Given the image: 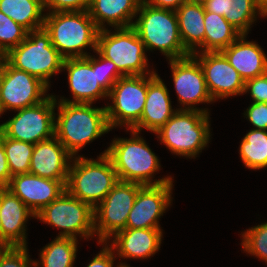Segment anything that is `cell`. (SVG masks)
Instances as JSON below:
<instances>
[{"label":"cell","instance_id":"6da1fadb","mask_svg":"<svg viewBox=\"0 0 267 267\" xmlns=\"http://www.w3.org/2000/svg\"><path fill=\"white\" fill-rule=\"evenodd\" d=\"M56 104L58 116L55 118L54 136L73 158L86 144L111 130L106 107L94 108L89 103H57V100Z\"/></svg>","mask_w":267,"mask_h":267},{"label":"cell","instance_id":"7a4b0ae2","mask_svg":"<svg viewBox=\"0 0 267 267\" xmlns=\"http://www.w3.org/2000/svg\"><path fill=\"white\" fill-rule=\"evenodd\" d=\"M131 138L113 139L110 146L103 152L106 154L117 173L118 180L135 182L141 185H160L173 182L172 177H164L152 182L155 172L160 170L158 157L139 137V132L130 129Z\"/></svg>","mask_w":267,"mask_h":267},{"label":"cell","instance_id":"3957f363","mask_svg":"<svg viewBox=\"0 0 267 267\" xmlns=\"http://www.w3.org/2000/svg\"><path fill=\"white\" fill-rule=\"evenodd\" d=\"M44 29L49 33L52 45L64 59L83 58L89 54L83 49L94 51L100 29L88 11H66L46 13Z\"/></svg>","mask_w":267,"mask_h":267},{"label":"cell","instance_id":"277c9868","mask_svg":"<svg viewBox=\"0 0 267 267\" xmlns=\"http://www.w3.org/2000/svg\"><path fill=\"white\" fill-rule=\"evenodd\" d=\"M133 23L145 49H158L169 60L191 55L181 41L176 11L155 8L141 1Z\"/></svg>","mask_w":267,"mask_h":267},{"label":"cell","instance_id":"5b68a950","mask_svg":"<svg viewBox=\"0 0 267 267\" xmlns=\"http://www.w3.org/2000/svg\"><path fill=\"white\" fill-rule=\"evenodd\" d=\"M72 163L66 191L94 209L119 181L113 164L104 153L97 160L78 155Z\"/></svg>","mask_w":267,"mask_h":267},{"label":"cell","instance_id":"8992f818","mask_svg":"<svg viewBox=\"0 0 267 267\" xmlns=\"http://www.w3.org/2000/svg\"><path fill=\"white\" fill-rule=\"evenodd\" d=\"M209 119V113L179 109L155 134L172 153L197 157L209 143Z\"/></svg>","mask_w":267,"mask_h":267},{"label":"cell","instance_id":"52a82bcc","mask_svg":"<svg viewBox=\"0 0 267 267\" xmlns=\"http://www.w3.org/2000/svg\"><path fill=\"white\" fill-rule=\"evenodd\" d=\"M6 58L11 67L34 75L48 87L49 78L62 71L64 62L44 27L28 32L18 46L6 53Z\"/></svg>","mask_w":267,"mask_h":267},{"label":"cell","instance_id":"ba28073f","mask_svg":"<svg viewBox=\"0 0 267 267\" xmlns=\"http://www.w3.org/2000/svg\"><path fill=\"white\" fill-rule=\"evenodd\" d=\"M96 50L105 58L113 61L123 76L151 74L144 43L133 27L115 28L111 32L101 29L97 38Z\"/></svg>","mask_w":267,"mask_h":267},{"label":"cell","instance_id":"9c48e42d","mask_svg":"<svg viewBox=\"0 0 267 267\" xmlns=\"http://www.w3.org/2000/svg\"><path fill=\"white\" fill-rule=\"evenodd\" d=\"M35 218L57 227L58 237H84L95 235L94 209L87 203L71 196L66 190L49 205L39 211Z\"/></svg>","mask_w":267,"mask_h":267},{"label":"cell","instance_id":"30bf717a","mask_svg":"<svg viewBox=\"0 0 267 267\" xmlns=\"http://www.w3.org/2000/svg\"><path fill=\"white\" fill-rule=\"evenodd\" d=\"M142 186L139 183L119 180L104 200L94 208V230L99 236L98 244L104 245L116 233L126 229L128 214Z\"/></svg>","mask_w":267,"mask_h":267},{"label":"cell","instance_id":"8fae6325","mask_svg":"<svg viewBox=\"0 0 267 267\" xmlns=\"http://www.w3.org/2000/svg\"><path fill=\"white\" fill-rule=\"evenodd\" d=\"M113 105L106 107L110 129L127 126L130 130L143 113L147 97V74L122 76L108 94Z\"/></svg>","mask_w":267,"mask_h":267},{"label":"cell","instance_id":"7c38bea8","mask_svg":"<svg viewBox=\"0 0 267 267\" xmlns=\"http://www.w3.org/2000/svg\"><path fill=\"white\" fill-rule=\"evenodd\" d=\"M56 97L48 94L41 103L17 110L0 131L8 138L36 144L54 136Z\"/></svg>","mask_w":267,"mask_h":267},{"label":"cell","instance_id":"4fadbf2b","mask_svg":"<svg viewBox=\"0 0 267 267\" xmlns=\"http://www.w3.org/2000/svg\"><path fill=\"white\" fill-rule=\"evenodd\" d=\"M48 89L39 78L6 63L0 82V115L41 103L48 97Z\"/></svg>","mask_w":267,"mask_h":267},{"label":"cell","instance_id":"5bb4252c","mask_svg":"<svg viewBox=\"0 0 267 267\" xmlns=\"http://www.w3.org/2000/svg\"><path fill=\"white\" fill-rule=\"evenodd\" d=\"M169 63L179 103L185 107H181L180 110H200L209 113L206 108H194V104L213 102L199 61L191 54L184 58L169 60Z\"/></svg>","mask_w":267,"mask_h":267},{"label":"cell","instance_id":"9a60e30c","mask_svg":"<svg viewBox=\"0 0 267 267\" xmlns=\"http://www.w3.org/2000/svg\"><path fill=\"white\" fill-rule=\"evenodd\" d=\"M172 189L173 182L142 186L128 214L126 228L161 229L159 219L171 205Z\"/></svg>","mask_w":267,"mask_h":267},{"label":"cell","instance_id":"2e32d148","mask_svg":"<svg viewBox=\"0 0 267 267\" xmlns=\"http://www.w3.org/2000/svg\"><path fill=\"white\" fill-rule=\"evenodd\" d=\"M198 52L199 50L192 55L203 69L205 82L214 102L218 98L243 94L244 80L221 52Z\"/></svg>","mask_w":267,"mask_h":267},{"label":"cell","instance_id":"e0dca14e","mask_svg":"<svg viewBox=\"0 0 267 267\" xmlns=\"http://www.w3.org/2000/svg\"><path fill=\"white\" fill-rule=\"evenodd\" d=\"M65 69L73 100L62 97L61 102L92 104L97 99L108 97L109 93L99 84L98 58L95 56L64 59L62 70Z\"/></svg>","mask_w":267,"mask_h":267},{"label":"cell","instance_id":"ac0fdd59","mask_svg":"<svg viewBox=\"0 0 267 267\" xmlns=\"http://www.w3.org/2000/svg\"><path fill=\"white\" fill-rule=\"evenodd\" d=\"M7 189L18 196L35 215L66 190L61 181L32 173L12 176Z\"/></svg>","mask_w":267,"mask_h":267},{"label":"cell","instance_id":"d6986e66","mask_svg":"<svg viewBox=\"0 0 267 267\" xmlns=\"http://www.w3.org/2000/svg\"><path fill=\"white\" fill-rule=\"evenodd\" d=\"M73 156L55 137L34 144L29 173L59 180L65 186Z\"/></svg>","mask_w":267,"mask_h":267},{"label":"cell","instance_id":"ffe728a7","mask_svg":"<svg viewBox=\"0 0 267 267\" xmlns=\"http://www.w3.org/2000/svg\"><path fill=\"white\" fill-rule=\"evenodd\" d=\"M35 214L7 187H1V245L27 247L26 221Z\"/></svg>","mask_w":267,"mask_h":267},{"label":"cell","instance_id":"44dd1931","mask_svg":"<svg viewBox=\"0 0 267 267\" xmlns=\"http://www.w3.org/2000/svg\"><path fill=\"white\" fill-rule=\"evenodd\" d=\"M149 75V77H148ZM167 86L154 71L147 74V97L140 120L131 128L140 133L145 128L158 131L178 110L172 109Z\"/></svg>","mask_w":267,"mask_h":267},{"label":"cell","instance_id":"7402d4cb","mask_svg":"<svg viewBox=\"0 0 267 267\" xmlns=\"http://www.w3.org/2000/svg\"><path fill=\"white\" fill-rule=\"evenodd\" d=\"M162 236L161 229L126 228L116 233L108 246L121 258L148 259L159 251Z\"/></svg>","mask_w":267,"mask_h":267},{"label":"cell","instance_id":"603a6c76","mask_svg":"<svg viewBox=\"0 0 267 267\" xmlns=\"http://www.w3.org/2000/svg\"><path fill=\"white\" fill-rule=\"evenodd\" d=\"M246 36L242 34L221 51L244 82L267 73L266 54L256 42L245 40Z\"/></svg>","mask_w":267,"mask_h":267},{"label":"cell","instance_id":"cb8c5ba5","mask_svg":"<svg viewBox=\"0 0 267 267\" xmlns=\"http://www.w3.org/2000/svg\"><path fill=\"white\" fill-rule=\"evenodd\" d=\"M142 0H90L88 13L96 26L105 29V22L115 28L133 26Z\"/></svg>","mask_w":267,"mask_h":267},{"label":"cell","instance_id":"d4e9b609","mask_svg":"<svg viewBox=\"0 0 267 267\" xmlns=\"http://www.w3.org/2000/svg\"><path fill=\"white\" fill-rule=\"evenodd\" d=\"M205 11L224 16L241 34H248L257 14L261 16L257 0H206Z\"/></svg>","mask_w":267,"mask_h":267},{"label":"cell","instance_id":"484cf974","mask_svg":"<svg viewBox=\"0 0 267 267\" xmlns=\"http://www.w3.org/2000/svg\"><path fill=\"white\" fill-rule=\"evenodd\" d=\"M176 16L184 48L190 54L196 53L197 47L204 52V6L185 2L176 10Z\"/></svg>","mask_w":267,"mask_h":267},{"label":"cell","instance_id":"4316f807","mask_svg":"<svg viewBox=\"0 0 267 267\" xmlns=\"http://www.w3.org/2000/svg\"><path fill=\"white\" fill-rule=\"evenodd\" d=\"M43 0H0V11L28 32L44 26Z\"/></svg>","mask_w":267,"mask_h":267},{"label":"cell","instance_id":"83f0119b","mask_svg":"<svg viewBox=\"0 0 267 267\" xmlns=\"http://www.w3.org/2000/svg\"><path fill=\"white\" fill-rule=\"evenodd\" d=\"M204 52H221L242 34L224 16L205 11Z\"/></svg>","mask_w":267,"mask_h":267},{"label":"cell","instance_id":"f1b7e54d","mask_svg":"<svg viewBox=\"0 0 267 267\" xmlns=\"http://www.w3.org/2000/svg\"><path fill=\"white\" fill-rule=\"evenodd\" d=\"M77 239L56 237L40 251V263L35 260L34 267H73L77 253Z\"/></svg>","mask_w":267,"mask_h":267},{"label":"cell","instance_id":"f546056e","mask_svg":"<svg viewBox=\"0 0 267 267\" xmlns=\"http://www.w3.org/2000/svg\"><path fill=\"white\" fill-rule=\"evenodd\" d=\"M239 152L245 167L252 170L267 167V130L251 129L243 137Z\"/></svg>","mask_w":267,"mask_h":267},{"label":"cell","instance_id":"4dcf8cb0","mask_svg":"<svg viewBox=\"0 0 267 267\" xmlns=\"http://www.w3.org/2000/svg\"><path fill=\"white\" fill-rule=\"evenodd\" d=\"M3 146L11 176L29 173L34 144L8 138L3 134Z\"/></svg>","mask_w":267,"mask_h":267},{"label":"cell","instance_id":"1f68e13d","mask_svg":"<svg viewBox=\"0 0 267 267\" xmlns=\"http://www.w3.org/2000/svg\"><path fill=\"white\" fill-rule=\"evenodd\" d=\"M242 237L244 251L267 263V222L249 228Z\"/></svg>","mask_w":267,"mask_h":267},{"label":"cell","instance_id":"d6a6232c","mask_svg":"<svg viewBox=\"0 0 267 267\" xmlns=\"http://www.w3.org/2000/svg\"><path fill=\"white\" fill-rule=\"evenodd\" d=\"M28 31L0 11V52L7 53L18 46L26 37Z\"/></svg>","mask_w":267,"mask_h":267},{"label":"cell","instance_id":"836d02e7","mask_svg":"<svg viewBox=\"0 0 267 267\" xmlns=\"http://www.w3.org/2000/svg\"><path fill=\"white\" fill-rule=\"evenodd\" d=\"M27 247L2 246L0 249V267H32Z\"/></svg>","mask_w":267,"mask_h":267},{"label":"cell","instance_id":"e575fe53","mask_svg":"<svg viewBox=\"0 0 267 267\" xmlns=\"http://www.w3.org/2000/svg\"><path fill=\"white\" fill-rule=\"evenodd\" d=\"M95 53L98 58V75L99 84L109 93L113 85L123 76L118 70L115 63L103 57L97 50Z\"/></svg>","mask_w":267,"mask_h":267},{"label":"cell","instance_id":"d590c367","mask_svg":"<svg viewBox=\"0 0 267 267\" xmlns=\"http://www.w3.org/2000/svg\"><path fill=\"white\" fill-rule=\"evenodd\" d=\"M90 0H43L44 9L51 12L87 11ZM51 10V11H50Z\"/></svg>","mask_w":267,"mask_h":267},{"label":"cell","instance_id":"8d00e7d4","mask_svg":"<svg viewBox=\"0 0 267 267\" xmlns=\"http://www.w3.org/2000/svg\"><path fill=\"white\" fill-rule=\"evenodd\" d=\"M250 91L253 102L267 103V73L245 81L244 93Z\"/></svg>","mask_w":267,"mask_h":267},{"label":"cell","instance_id":"74e56055","mask_svg":"<svg viewBox=\"0 0 267 267\" xmlns=\"http://www.w3.org/2000/svg\"><path fill=\"white\" fill-rule=\"evenodd\" d=\"M244 115L255 129L267 130V103L252 102Z\"/></svg>","mask_w":267,"mask_h":267},{"label":"cell","instance_id":"f35d334b","mask_svg":"<svg viewBox=\"0 0 267 267\" xmlns=\"http://www.w3.org/2000/svg\"><path fill=\"white\" fill-rule=\"evenodd\" d=\"M103 246L100 253H98L93 260L87 265V267H114L115 251L112 250L107 243Z\"/></svg>","mask_w":267,"mask_h":267},{"label":"cell","instance_id":"ab89813d","mask_svg":"<svg viewBox=\"0 0 267 267\" xmlns=\"http://www.w3.org/2000/svg\"><path fill=\"white\" fill-rule=\"evenodd\" d=\"M11 177L3 146V133L0 131V187H7L11 181Z\"/></svg>","mask_w":267,"mask_h":267},{"label":"cell","instance_id":"60d3db41","mask_svg":"<svg viewBox=\"0 0 267 267\" xmlns=\"http://www.w3.org/2000/svg\"><path fill=\"white\" fill-rule=\"evenodd\" d=\"M145 4L161 9L176 11L186 0H142Z\"/></svg>","mask_w":267,"mask_h":267},{"label":"cell","instance_id":"b9f144b4","mask_svg":"<svg viewBox=\"0 0 267 267\" xmlns=\"http://www.w3.org/2000/svg\"><path fill=\"white\" fill-rule=\"evenodd\" d=\"M257 5L261 13V16L266 17L267 16V0H257Z\"/></svg>","mask_w":267,"mask_h":267},{"label":"cell","instance_id":"7bdbcfd3","mask_svg":"<svg viewBox=\"0 0 267 267\" xmlns=\"http://www.w3.org/2000/svg\"><path fill=\"white\" fill-rule=\"evenodd\" d=\"M7 63V58H6V54L0 52V82H1V78L5 69V65Z\"/></svg>","mask_w":267,"mask_h":267},{"label":"cell","instance_id":"ee69618b","mask_svg":"<svg viewBox=\"0 0 267 267\" xmlns=\"http://www.w3.org/2000/svg\"><path fill=\"white\" fill-rule=\"evenodd\" d=\"M206 2V0H186V3L189 4H204Z\"/></svg>","mask_w":267,"mask_h":267},{"label":"cell","instance_id":"f6af8a7d","mask_svg":"<svg viewBox=\"0 0 267 267\" xmlns=\"http://www.w3.org/2000/svg\"><path fill=\"white\" fill-rule=\"evenodd\" d=\"M0 209H1V187H0ZM0 244H1V218H0Z\"/></svg>","mask_w":267,"mask_h":267},{"label":"cell","instance_id":"bcb514c9","mask_svg":"<svg viewBox=\"0 0 267 267\" xmlns=\"http://www.w3.org/2000/svg\"><path fill=\"white\" fill-rule=\"evenodd\" d=\"M117 267H130V266L120 262L119 265H117Z\"/></svg>","mask_w":267,"mask_h":267}]
</instances>
